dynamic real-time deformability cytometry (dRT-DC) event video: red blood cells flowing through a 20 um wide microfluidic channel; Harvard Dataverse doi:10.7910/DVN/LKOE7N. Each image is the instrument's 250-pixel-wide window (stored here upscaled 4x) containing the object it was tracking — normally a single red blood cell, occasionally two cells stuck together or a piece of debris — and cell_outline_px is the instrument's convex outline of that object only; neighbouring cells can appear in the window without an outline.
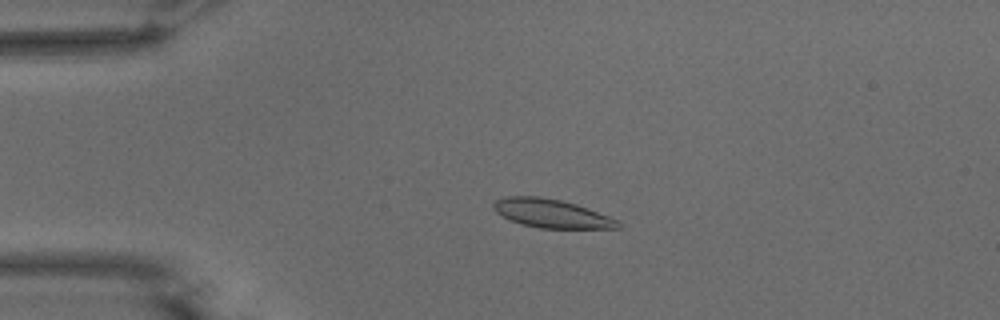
{"species": "common noctule bat (a hibernating species)", "species_latin": "Nyctalus noctula", "temperature_condition": "warm", "stored_images_in_passage": 55, "camera_frame_rate_fps": 3000, "um_per_image_px": 0.085, "animal": {"sex": "male", "body_mass_g": 15.6}, "frame": {"image": 1, "passage_image": 13, "time_ms": 4.0, "image_size_px": [1000, 320], "cell_outline_px": [[624, 224], [620, 228], [540, 228], [520, 224], [496, 212], [492, 208], [492, 204], [496, 200], [504, 196], [540, 196], [560, 200], [576, 204], [608, 216]], "centroid_in_image_um": [46.86, 18.14], "position_along_channel_um": 38.1, "area_um2": 20.63}}
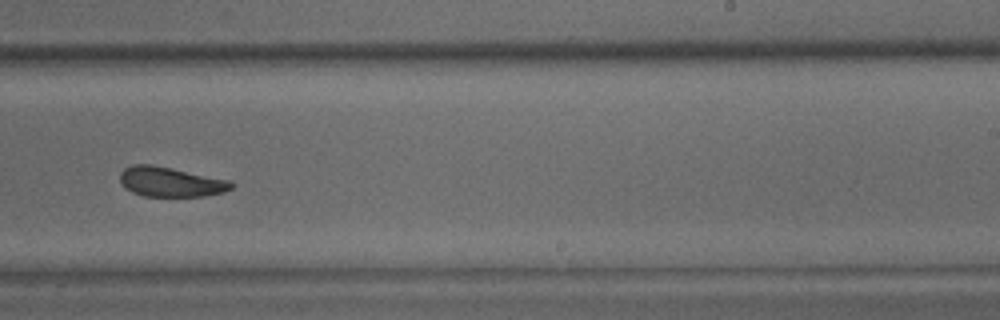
{"frame": {"image": 2, "passage_image": 35, "time_ms": 11.333, "image_size_px": [1000, 320], "cell_outline_px": [[236, 184], [232, 188], [224, 192], [204, 196], [144, 196], [132, 192], [124, 188], [120, 180], [120, 172], [124, 168], [132, 164], [152, 164], [232, 180]], "centroid_in_image_um": [14.52, 15.45], "position_along_channel_um": 274.5, "area_um2": 19.59}}
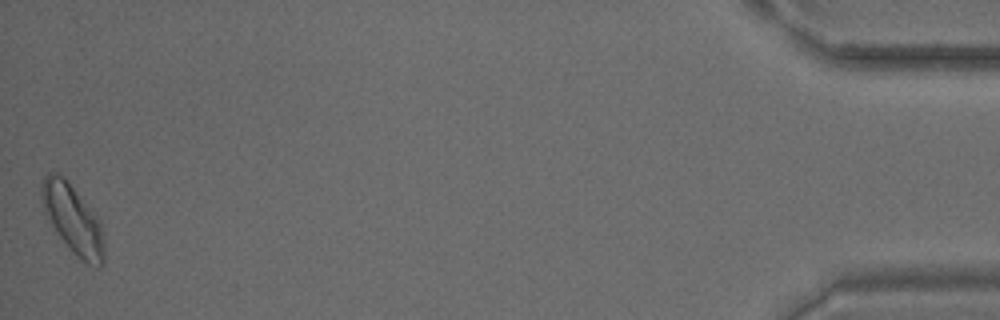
{"frame": {"image": 3, "passage_image": 55, "time_ms": 18.0, "image_size_px": [1000, 320], "cell_outline_px": [[104, 264], [100, 268], [88, 264], [68, 248], [56, 232], [48, 220], [44, 212], [40, 196], [40, 184], [44, 176], [48, 172], [56, 172], [76, 192], [100, 220], [104, 236]], "centroid_in_image_um": [6.18, 18.67], "position_along_channel_um": 429.0, "area_um2": 24.97}, "authors_computed_cell_mechanics": {"area_um2": 20.4034, "velocity_mm_per_s": 3.6888, "shape_relaxation_time_tau1_ms": 3.5258, "shape_relaxation_time_tau2_ms": 2.617, "deformation_change_tau1": 0.1272, "deformation_change_tau2": 0.0982}}